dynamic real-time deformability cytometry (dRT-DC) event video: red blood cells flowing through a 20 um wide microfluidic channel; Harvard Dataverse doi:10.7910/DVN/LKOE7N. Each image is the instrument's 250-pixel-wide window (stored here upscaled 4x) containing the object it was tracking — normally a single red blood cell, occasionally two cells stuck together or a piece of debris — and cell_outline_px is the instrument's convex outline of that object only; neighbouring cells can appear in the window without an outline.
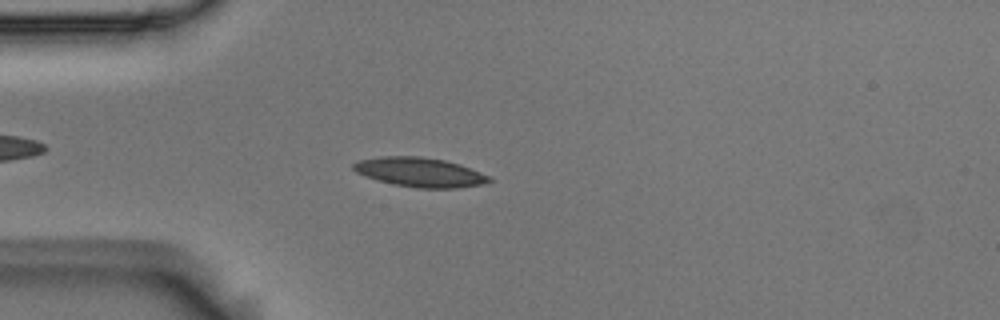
{"species": "Egyptian fruit bat (a non-hibernating species)", "species_latin": "Rousettus aegyptiacus", "temperature_condition": "room temperature", "stored_images_in_passage": 54, "camera_frame_rate_fps": 3000, "um_per_image_px": 0.085, "animal": {"sex": "male"}, "frame": {"image": 1, "passage_image": 14, "time_ms": 4.333, "image_size_px": [1000, 320], "cell_outline_px": [[492, 180], [480, 184], [456, 188], [416, 188], [392, 184], [376, 180], [364, 176], [356, 172], [352, 168], [352, 164], [360, 160], [380, 156], [420, 156], [444, 160], [460, 164], [480, 172], [488, 176]], "centroid_in_image_um": [35.63, 14.63], "position_along_channel_um": 49.4, "area_um2": 23.18}}
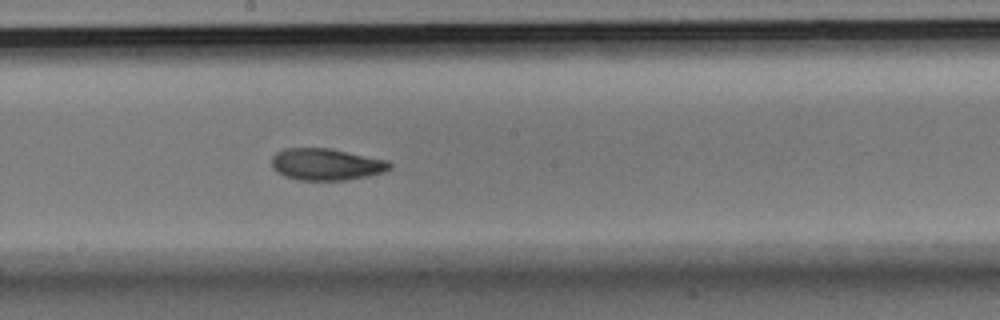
{"frame": {"image": 2, "passage_image": 29, "time_ms": 9.333, "image_size_px": [1000, 320], "cell_outline_px": [[392, 168], [384, 172], [368, 176], [348, 180], [300, 180], [284, 176], [276, 172], [272, 168], [272, 156], [276, 152], [284, 148], [332, 148], [388, 160], [392, 164]], "centroid_in_image_um": [27.74, 13.96], "position_along_channel_um": 220.5, "area_um2": 22.2}}
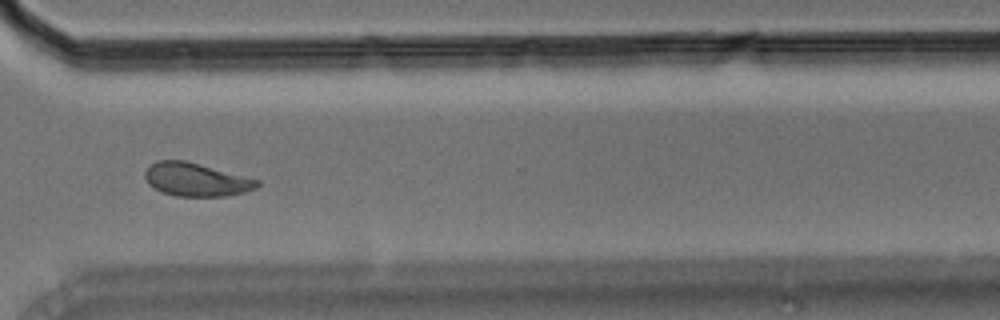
{"frame": {"image": 3, "passage_image": 40, "time_ms": 13.0, "image_size_px": [1000, 320], "cell_outline_px": [[260, 184], [256, 188], [244, 192], [224, 196], [176, 196], [160, 192], [148, 184], [144, 176], [144, 172], [156, 160], [184, 160], [260, 180]], "centroid_in_image_um": [16.64, 15.27], "position_along_channel_um": 354.0, "area_um2": 21.68}, "authors_computed_cell_mechanics": {"area_um2": 22.0796, "velocity_mm_per_s": 3.6459, "shape_relaxation_time_tau1_ms": 4.6748, "shape_relaxation_time_tau2_ms": 3.0177, "deformation_change_tau1": 0.1291, "deformation_change_tau2": 0.0831}}